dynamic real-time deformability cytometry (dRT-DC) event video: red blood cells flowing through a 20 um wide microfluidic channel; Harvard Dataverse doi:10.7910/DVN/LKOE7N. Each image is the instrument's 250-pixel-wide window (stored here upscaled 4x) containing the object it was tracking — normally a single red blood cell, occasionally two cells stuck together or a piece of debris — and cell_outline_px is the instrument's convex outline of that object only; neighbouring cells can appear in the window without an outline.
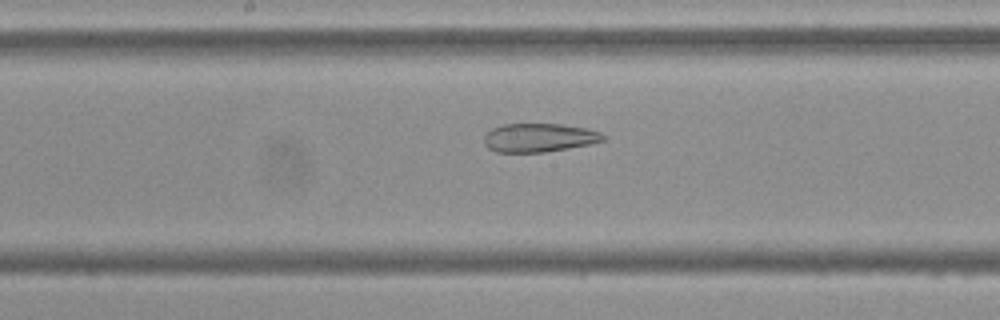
{"species": "Egyptian fruit bat (a non-hibernating species)", "species_latin": "Rousettus aegyptiacus", "temperature_condition": "cold", "stored_images_in_passage": 54, "camera_frame_rate_fps": 3000, "um_per_image_px": 0.085, "frame": {"image": 1, "passage_image": 28, "time_ms": 9.0, "image_size_px": [1000, 320], "cell_outline_px": [[608, 136], [604, 140], [592, 144], [544, 152], [496, 152], [488, 148], [484, 144], [484, 136], [492, 128], [504, 124], [560, 124], [584, 128], [600, 132]], "centroid_in_image_um": [45.83, 11.7], "position_along_channel_um": 202.4, "area_um2": 19.88}}
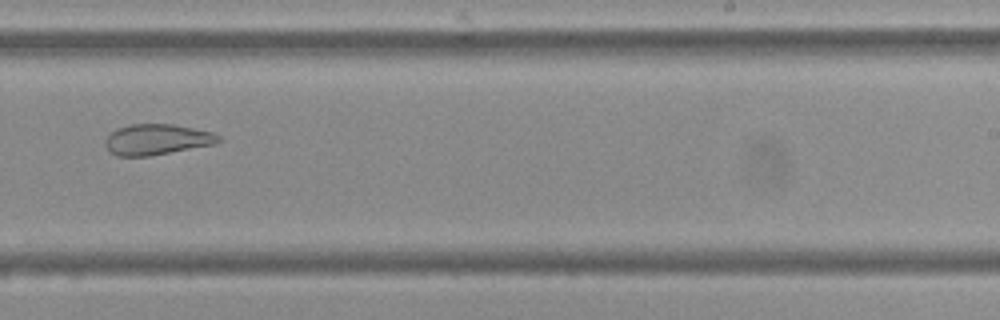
{"frame": {"image": 2, "passage_image": 34, "time_ms": 11.0, "image_size_px": [1000, 320], "cell_outline_px": [[224, 140], [216, 144], [148, 156], [116, 156], [108, 152], [104, 144], [104, 140], [116, 128], [132, 124], [172, 124], [212, 132], [220, 136]], "centroid_in_image_um": [13.32, 11.86], "position_along_channel_um": 275.7, "area_um2": 20.4}}
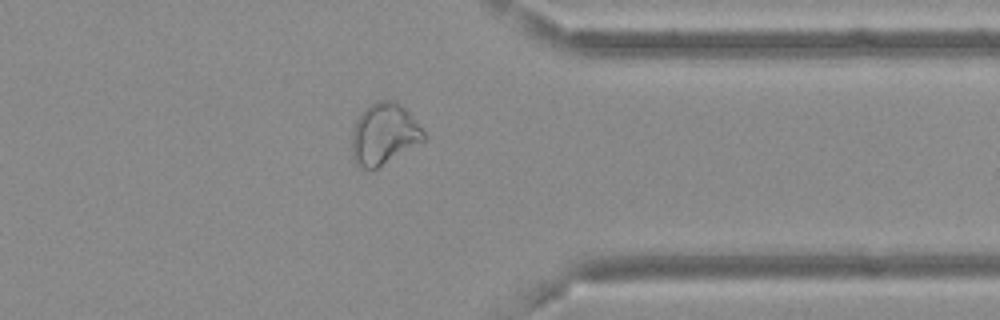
{"frame": {"image": 3, "passage_image": 43, "time_ms": 14.0, "image_size_px": [1000, 320], "cell_outline_px": [[428, 136], [424, 140], [372, 172], [368, 172], [356, 164], [352, 156], [352, 132], [356, 116], [364, 108], [376, 100], [392, 100], [400, 104], [408, 112]], "centroid_in_image_um": [32.6, 11.41], "position_along_channel_um": 378.8, "area_um2": 26.07}, "authors_computed_cell_mechanics": {"area_um2": 27.6284, "velocity_mm_per_s": 3.6736, "shape_relaxation_time_tau1_ms": null, "shape_relaxation_time_tau2_ms": 2.2567, "deformation_change_tau1": null, "deformation_change_tau2": 0.1018}}